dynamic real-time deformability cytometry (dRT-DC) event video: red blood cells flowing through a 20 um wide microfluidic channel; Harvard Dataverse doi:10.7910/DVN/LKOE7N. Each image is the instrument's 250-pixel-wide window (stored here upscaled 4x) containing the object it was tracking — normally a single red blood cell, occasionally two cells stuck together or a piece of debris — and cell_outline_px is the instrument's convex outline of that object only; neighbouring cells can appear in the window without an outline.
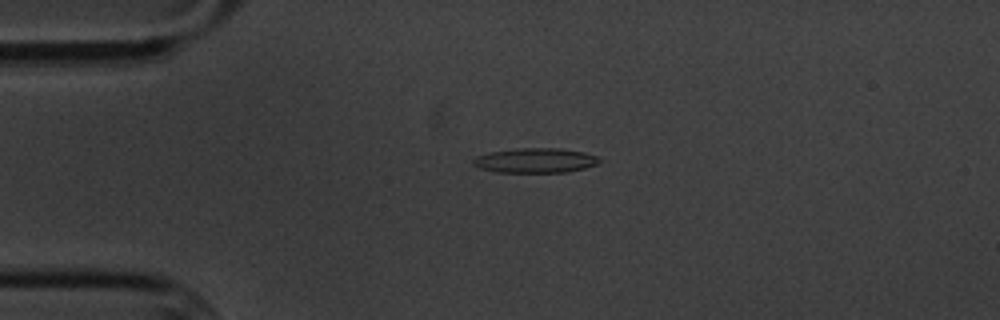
{"species": "common noctule bat (a hibernating species)", "species_latin": "Nyctalus noctula", "temperature_condition": "cold", "stored_images_in_passage": 4, "camera_frame_rate_fps": 3000, "um_per_image_px": 0.085, "animal": {"sex": "male", "body_mass_g": 20.1, "forearm_length_mm": 53.5}, "frame": {"image": 1, "passage_image": 4, "time_ms": 4.333, "image_size_px": [1000, 320], "cell_outline_px": [[600, 160], [596, 164], [584, 168], [568, 172], [496, 172], [480, 168], [472, 164], [472, 160], [476, 156], [488, 152], [520, 148], [560, 148], [584, 152], [600, 156]], "centroid_in_image_um": [45.5, 13.63], "position_along_channel_um": 39.5, "area_um2": 18.26}}